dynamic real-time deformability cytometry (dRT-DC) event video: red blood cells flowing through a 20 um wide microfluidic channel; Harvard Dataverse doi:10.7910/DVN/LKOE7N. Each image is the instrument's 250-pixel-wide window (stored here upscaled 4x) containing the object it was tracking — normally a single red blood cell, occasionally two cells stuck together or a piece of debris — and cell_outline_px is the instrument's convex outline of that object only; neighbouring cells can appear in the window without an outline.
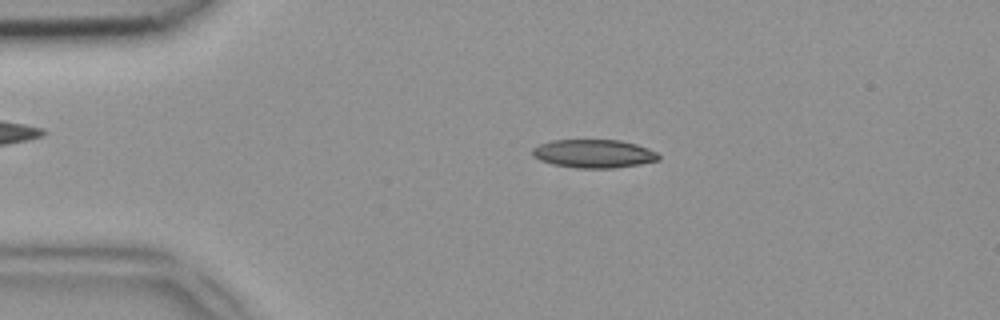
{"species": "common noctule bat (a hibernating species)", "species_latin": "Nyctalus noctula", "temperature_condition": "room temperature", "stored_images_in_passage": 47, "camera_frame_rate_fps": 3000, "um_per_image_px": 0.085, "animal": {"sex": "female", "body_mass_g": 18.4}, "frame": {"image": 1, "passage_image": 9, "time_ms": 2.667, "image_size_px": [1000, 320], "cell_outline_px": [[660, 160], [640, 164], [612, 168], [576, 168], [552, 164], [540, 160], [532, 156], [532, 148], [540, 144], [552, 140], [620, 140], [636, 144], [648, 148], [656, 152], [660, 156]], "centroid_in_image_um": [50.46, 13.06], "position_along_channel_um": 34.5, "area_um2": 20.92}}
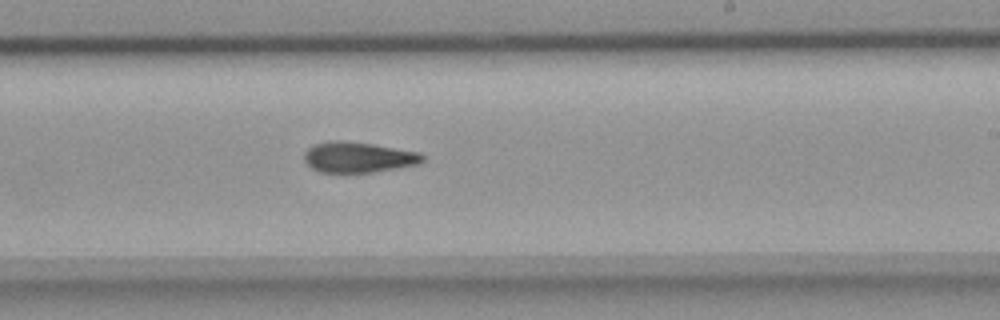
{"frame": {"image": 2, "passage_image": 28, "time_ms": 9.0, "image_size_px": [1000, 320], "cell_outline_px": [[424, 160], [420, 164], [372, 172], [320, 172], [312, 168], [304, 160], [304, 152], [308, 148], [316, 144], [336, 140], [340, 140], [372, 144], [420, 152], [424, 156]], "centroid_in_image_um": [30.47, 13.37], "position_along_channel_um": 258.5, "area_um2": 20.92}}
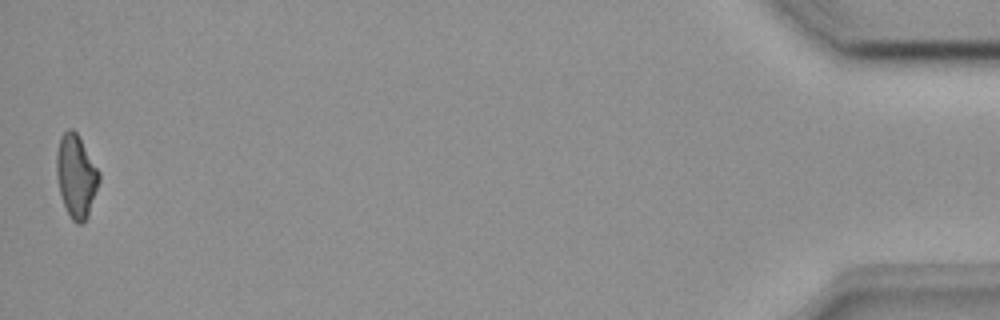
{"frame": {"image": 3, "passage_image": 47, "time_ms": 15.333, "image_size_px": [1000, 320], "cell_outline_px": [[100, 180], [88, 216], [80, 224], [76, 224], [72, 220], [64, 204], [60, 192], [56, 176], [56, 152], [60, 136], [68, 128], [72, 128], [76, 132], [100, 172]], "centroid_in_image_um": [6.46, 14.94], "position_along_channel_um": 428.7, "area_um2": 20.46}}